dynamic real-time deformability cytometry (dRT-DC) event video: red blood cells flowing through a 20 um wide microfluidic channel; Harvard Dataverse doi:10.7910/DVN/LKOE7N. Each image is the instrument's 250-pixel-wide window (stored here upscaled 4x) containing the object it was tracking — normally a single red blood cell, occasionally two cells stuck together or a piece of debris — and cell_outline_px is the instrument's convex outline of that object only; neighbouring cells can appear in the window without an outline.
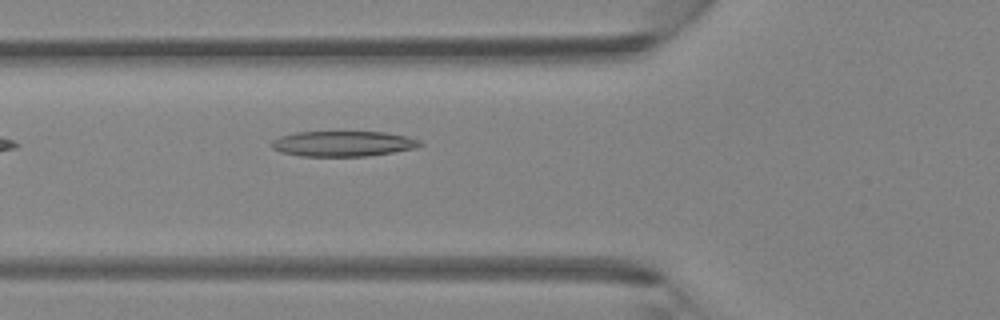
{"species": "Egyptian fruit bat (a non-hibernating species)", "species_latin": "Rousettus aegyptiacus", "temperature_condition": "room temperature", "stored_images_in_passage": 4, "camera_frame_rate_fps": 3000, "um_per_image_px": 0.085, "animal": {"sex": "female"}, "frame": {"image": 1, "passage_image": 4, "time_ms": 1.0, "image_size_px": [1000, 320], "cell_outline_px": [[424, 144], [416, 148], [368, 156], [300, 156], [280, 152], [272, 148], [272, 140], [280, 136], [296, 132], [384, 132], [404, 136], [420, 140]], "centroid_in_image_um": [29.14, 12.22], "position_along_channel_um": 96.7, "area_um2": 21.91}}